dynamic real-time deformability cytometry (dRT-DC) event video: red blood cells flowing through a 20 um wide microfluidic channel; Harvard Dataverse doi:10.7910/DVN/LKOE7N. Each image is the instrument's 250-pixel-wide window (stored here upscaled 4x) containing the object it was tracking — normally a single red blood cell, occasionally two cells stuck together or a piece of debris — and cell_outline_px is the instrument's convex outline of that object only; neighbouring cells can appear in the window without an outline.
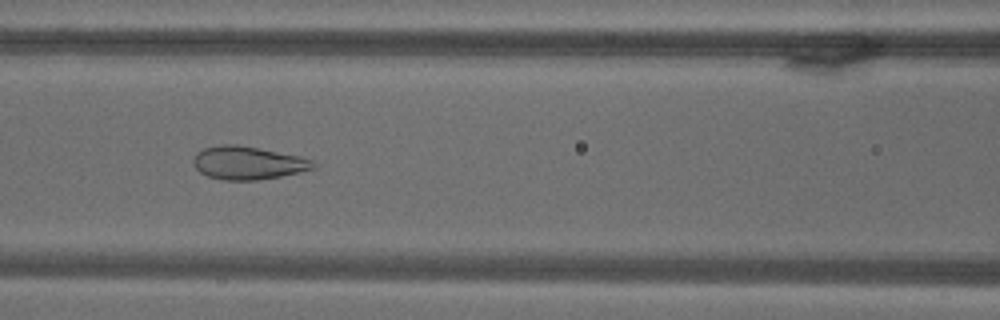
{"species": "common noctule bat (a hibernating species)", "species_latin": "Nyctalus noctula", "temperature_condition": "warm", "stored_images_in_passage": 72, "camera_frame_rate_fps": 3000, "um_per_image_px": 0.085, "animal": {"sex": "male", "body_mass_g": 18.8}, "frame": {"image": 1, "passage_image": 32, "time_ms": 10.333, "image_size_px": [1000, 320], "cell_outline_px": [[316, 168], [300, 172], [280, 176], [256, 180], [224, 180], [208, 176], [200, 172], [192, 164], [192, 160], [204, 148], [220, 144], [236, 144], [300, 156], [312, 160], [316, 164]], "centroid_in_image_um": [21.08, 13.85], "position_along_channel_um": 145.5, "area_um2": 23.0}}
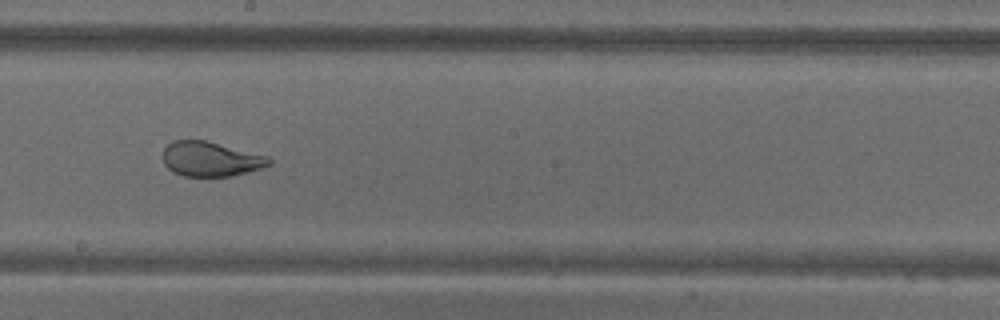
{"frame": {"image": 2, "passage_image": 41, "time_ms": 13.333, "image_size_px": [1000, 320], "cell_outline_px": [[272, 164], [260, 168], [232, 176], [184, 176], [168, 168], [164, 164], [164, 148], [172, 140], [208, 140], [268, 156], [272, 160]], "centroid_in_image_um": [17.93, 13.5], "position_along_channel_um": 230.3, "area_um2": 21.44}}
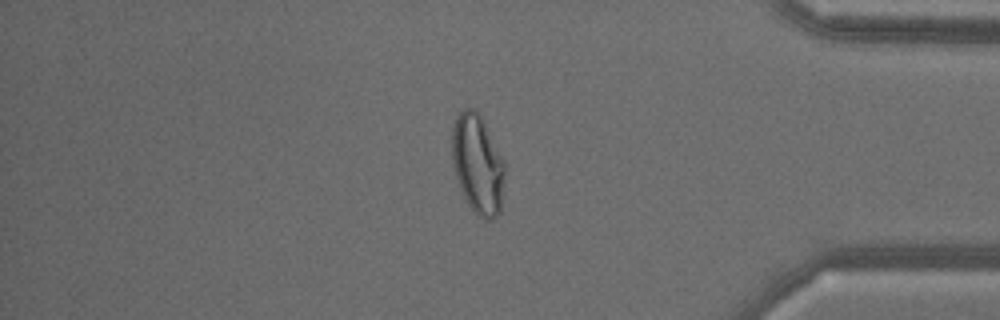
{"frame": {"image": 3, "passage_image": 61, "time_ms": 20.0, "image_size_px": [1000, 320], "cell_outline_px": [[504, 176], [500, 212], [492, 220], [488, 220], [476, 216], [468, 204], [460, 188], [452, 164], [452, 128], [456, 116], [464, 108], [476, 108], [480, 112], [504, 160]], "centroid_in_image_um": [40.59, 13.93], "position_along_channel_um": 394.6, "area_um2": 30.87}}